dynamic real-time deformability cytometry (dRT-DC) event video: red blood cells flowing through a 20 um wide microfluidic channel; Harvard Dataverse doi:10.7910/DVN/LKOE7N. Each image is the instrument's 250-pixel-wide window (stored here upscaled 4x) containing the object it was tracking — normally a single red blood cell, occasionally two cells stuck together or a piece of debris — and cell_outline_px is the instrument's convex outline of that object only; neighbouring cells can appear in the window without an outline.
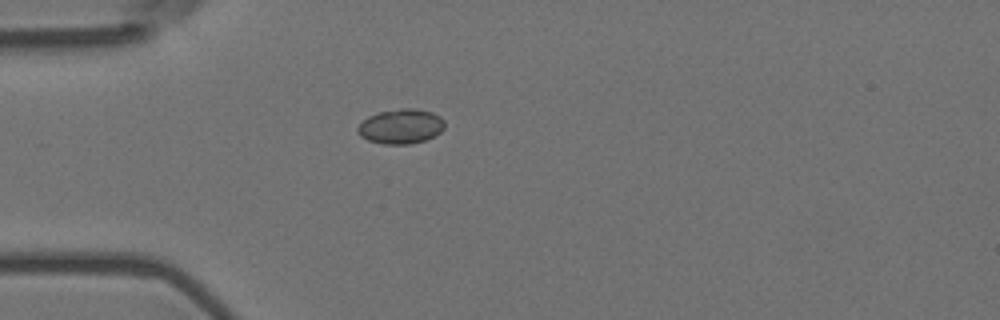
{"species": "Egyptian fruit bat (a non-hibernating species)", "species_latin": "Rousettus aegyptiacus", "temperature_condition": "room temperature", "stored_images_in_passage": 1, "camera_frame_rate_fps": 3000, "um_per_image_px": 0.085, "animal": {"sex": "female"}, "frame": {"image": 1, "passage_image": 1, "time_ms": 0.0, "image_size_px": [1000, 320], "cell_outline_px": [[444, 128], [440, 132], [424, 140], [408, 144], [384, 144], [368, 140], [360, 136], [356, 132], [356, 128], [368, 116], [380, 112], [400, 108], [412, 108], [432, 112], [440, 116], [444, 120]], "centroid_in_image_um": [34.06, 10.74], "position_along_channel_um": 50.9, "area_um2": 17.51}}